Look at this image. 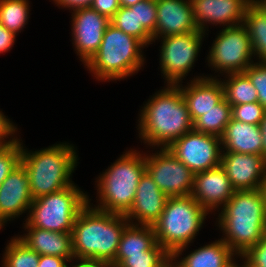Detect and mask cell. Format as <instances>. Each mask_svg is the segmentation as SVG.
<instances>
[{"label": "cell", "instance_id": "d4e9b609", "mask_svg": "<svg viewBox=\"0 0 266 267\" xmlns=\"http://www.w3.org/2000/svg\"><path fill=\"white\" fill-rule=\"evenodd\" d=\"M214 215L266 219L264 198L260 189L235 191L229 201Z\"/></svg>", "mask_w": 266, "mask_h": 267}, {"label": "cell", "instance_id": "f546056e", "mask_svg": "<svg viewBox=\"0 0 266 267\" xmlns=\"http://www.w3.org/2000/svg\"><path fill=\"white\" fill-rule=\"evenodd\" d=\"M1 267H38L40 255L30 249L16 235L7 241Z\"/></svg>", "mask_w": 266, "mask_h": 267}, {"label": "cell", "instance_id": "484cf974", "mask_svg": "<svg viewBox=\"0 0 266 267\" xmlns=\"http://www.w3.org/2000/svg\"><path fill=\"white\" fill-rule=\"evenodd\" d=\"M243 25L251 40L255 62H266V13L253 1L246 8Z\"/></svg>", "mask_w": 266, "mask_h": 267}, {"label": "cell", "instance_id": "2e32d148", "mask_svg": "<svg viewBox=\"0 0 266 267\" xmlns=\"http://www.w3.org/2000/svg\"><path fill=\"white\" fill-rule=\"evenodd\" d=\"M235 191L221 166L194 174L191 196L210 215L212 213L215 215V212L217 213L229 201Z\"/></svg>", "mask_w": 266, "mask_h": 267}, {"label": "cell", "instance_id": "ac0fdd59", "mask_svg": "<svg viewBox=\"0 0 266 267\" xmlns=\"http://www.w3.org/2000/svg\"><path fill=\"white\" fill-rule=\"evenodd\" d=\"M190 78L186 84L182 82L177 85L180 87L194 123L224 98V89L219 78L206 77L205 73Z\"/></svg>", "mask_w": 266, "mask_h": 267}, {"label": "cell", "instance_id": "7bdbcfd3", "mask_svg": "<svg viewBox=\"0 0 266 267\" xmlns=\"http://www.w3.org/2000/svg\"><path fill=\"white\" fill-rule=\"evenodd\" d=\"M68 267H111L109 264L100 263L92 260L73 259Z\"/></svg>", "mask_w": 266, "mask_h": 267}, {"label": "cell", "instance_id": "ba28073f", "mask_svg": "<svg viewBox=\"0 0 266 267\" xmlns=\"http://www.w3.org/2000/svg\"><path fill=\"white\" fill-rule=\"evenodd\" d=\"M215 37L205 58L206 65L215 72L206 77L244 72L255 62L251 40L243 24L221 28Z\"/></svg>", "mask_w": 266, "mask_h": 267}, {"label": "cell", "instance_id": "b9f144b4", "mask_svg": "<svg viewBox=\"0 0 266 267\" xmlns=\"http://www.w3.org/2000/svg\"><path fill=\"white\" fill-rule=\"evenodd\" d=\"M66 258L53 255H40L38 267H68Z\"/></svg>", "mask_w": 266, "mask_h": 267}, {"label": "cell", "instance_id": "1f68e13d", "mask_svg": "<svg viewBox=\"0 0 266 267\" xmlns=\"http://www.w3.org/2000/svg\"><path fill=\"white\" fill-rule=\"evenodd\" d=\"M171 255L158 243L142 254L129 255L118 267H163Z\"/></svg>", "mask_w": 266, "mask_h": 267}, {"label": "cell", "instance_id": "e575fe53", "mask_svg": "<svg viewBox=\"0 0 266 267\" xmlns=\"http://www.w3.org/2000/svg\"><path fill=\"white\" fill-rule=\"evenodd\" d=\"M244 73L258 92V102L266 109V62H254Z\"/></svg>", "mask_w": 266, "mask_h": 267}, {"label": "cell", "instance_id": "4fadbf2b", "mask_svg": "<svg viewBox=\"0 0 266 267\" xmlns=\"http://www.w3.org/2000/svg\"><path fill=\"white\" fill-rule=\"evenodd\" d=\"M33 200L29 176L20 163L0 184V231L8 222L28 215Z\"/></svg>", "mask_w": 266, "mask_h": 267}, {"label": "cell", "instance_id": "8d00e7d4", "mask_svg": "<svg viewBox=\"0 0 266 267\" xmlns=\"http://www.w3.org/2000/svg\"><path fill=\"white\" fill-rule=\"evenodd\" d=\"M240 257L246 267H266V235Z\"/></svg>", "mask_w": 266, "mask_h": 267}, {"label": "cell", "instance_id": "44dd1931", "mask_svg": "<svg viewBox=\"0 0 266 267\" xmlns=\"http://www.w3.org/2000/svg\"><path fill=\"white\" fill-rule=\"evenodd\" d=\"M188 247H181L171 255L175 267H227L238 257L221 238L184 254Z\"/></svg>", "mask_w": 266, "mask_h": 267}, {"label": "cell", "instance_id": "e0dca14e", "mask_svg": "<svg viewBox=\"0 0 266 267\" xmlns=\"http://www.w3.org/2000/svg\"><path fill=\"white\" fill-rule=\"evenodd\" d=\"M217 228L222 232L221 239L238 256L256 245L265 235L266 219L245 217H215Z\"/></svg>", "mask_w": 266, "mask_h": 267}, {"label": "cell", "instance_id": "9a60e30c", "mask_svg": "<svg viewBox=\"0 0 266 267\" xmlns=\"http://www.w3.org/2000/svg\"><path fill=\"white\" fill-rule=\"evenodd\" d=\"M220 166L236 191L260 189L266 176V158L262 155L222 152Z\"/></svg>", "mask_w": 266, "mask_h": 267}, {"label": "cell", "instance_id": "4dcf8cb0", "mask_svg": "<svg viewBox=\"0 0 266 267\" xmlns=\"http://www.w3.org/2000/svg\"><path fill=\"white\" fill-rule=\"evenodd\" d=\"M130 8H136L137 39L148 48L154 44L152 34L157 24L156 0H143Z\"/></svg>", "mask_w": 266, "mask_h": 267}, {"label": "cell", "instance_id": "c3c4849f", "mask_svg": "<svg viewBox=\"0 0 266 267\" xmlns=\"http://www.w3.org/2000/svg\"><path fill=\"white\" fill-rule=\"evenodd\" d=\"M253 2L266 13V0H253Z\"/></svg>", "mask_w": 266, "mask_h": 267}, {"label": "cell", "instance_id": "4316f807", "mask_svg": "<svg viewBox=\"0 0 266 267\" xmlns=\"http://www.w3.org/2000/svg\"><path fill=\"white\" fill-rule=\"evenodd\" d=\"M223 89L224 98L231 105L258 102V92L244 72L229 73L219 77Z\"/></svg>", "mask_w": 266, "mask_h": 267}, {"label": "cell", "instance_id": "d590c367", "mask_svg": "<svg viewBox=\"0 0 266 267\" xmlns=\"http://www.w3.org/2000/svg\"><path fill=\"white\" fill-rule=\"evenodd\" d=\"M110 23L124 33L137 38L136 8L120 7L110 19Z\"/></svg>", "mask_w": 266, "mask_h": 267}, {"label": "cell", "instance_id": "7dc6e473", "mask_svg": "<svg viewBox=\"0 0 266 267\" xmlns=\"http://www.w3.org/2000/svg\"><path fill=\"white\" fill-rule=\"evenodd\" d=\"M260 191H261L262 196L264 198V204H265V208H266V176L264 177V180L261 183Z\"/></svg>", "mask_w": 266, "mask_h": 267}, {"label": "cell", "instance_id": "ab89813d", "mask_svg": "<svg viewBox=\"0 0 266 267\" xmlns=\"http://www.w3.org/2000/svg\"><path fill=\"white\" fill-rule=\"evenodd\" d=\"M59 9L69 10V12L77 9L91 7L94 0H51Z\"/></svg>", "mask_w": 266, "mask_h": 267}, {"label": "cell", "instance_id": "60d3db41", "mask_svg": "<svg viewBox=\"0 0 266 267\" xmlns=\"http://www.w3.org/2000/svg\"><path fill=\"white\" fill-rule=\"evenodd\" d=\"M16 35L0 24V54L6 53L14 47Z\"/></svg>", "mask_w": 266, "mask_h": 267}, {"label": "cell", "instance_id": "30bf717a", "mask_svg": "<svg viewBox=\"0 0 266 267\" xmlns=\"http://www.w3.org/2000/svg\"><path fill=\"white\" fill-rule=\"evenodd\" d=\"M146 171L167 197H186L192 194L194 173L167 148H146ZM155 151V152H154Z\"/></svg>", "mask_w": 266, "mask_h": 267}, {"label": "cell", "instance_id": "5b68a950", "mask_svg": "<svg viewBox=\"0 0 266 267\" xmlns=\"http://www.w3.org/2000/svg\"><path fill=\"white\" fill-rule=\"evenodd\" d=\"M147 47L136 37L124 33L111 23L105 29L97 53L84 66L98 82L128 79L144 69Z\"/></svg>", "mask_w": 266, "mask_h": 267}, {"label": "cell", "instance_id": "9c48e42d", "mask_svg": "<svg viewBox=\"0 0 266 267\" xmlns=\"http://www.w3.org/2000/svg\"><path fill=\"white\" fill-rule=\"evenodd\" d=\"M204 39L206 33L200 30L156 39L160 41L158 69L164 85H177L187 78L200 57Z\"/></svg>", "mask_w": 266, "mask_h": 267}, {"label": "cell", "instance_id": "f35d334b", "mask_svg": "<svg viewBox=\"0 0 266 267\" xmlns=\"http://www.w3.org/2000/svg\"><path fill=\"white\" fill-rule=\"evenodd\" d=\"M119 0H94L91 8L106 16L109 20L120 9Z\"/></svg>", "mask_w": 266, "mask_h": 267}, {"label": "cell", "instance_id": "8fae6325", "mask_svg": "<svg viewBox=\"0 0 266 267\" xmlns=\"http://www.w3.org/2000/svg\"><path fill=\"white\" fill-rule=\"evenodd\" d=\"M167 149L194 174L221 165L222 144L218 136L192 129Z\"/></svg>", "mask_w": 266, "mask_h": 267}, {"label": "cell", "instance_id": "5bb4252c", "mask_svg": "<svg viewBox=\"0 0 266 267\" xmlns=\"http://www.w3.org/2000/svg\"><path fill=\"white\" fill-rule=\"evenodd\" d=\"M253 0H191L193 18L200 31L209 35L212 28H227L243 24L247 6ZM209 24V25H208Z\"/></svg>", "mask_w": 266, "mask_h": 267}, {"label": "cell", "instance_id": "603a6c76", "mask_svg": "<svg viewBox=\"0 0 266 267\" xmlns=\"http://www.w3.org/2000/svg\"><path fill=\"white\" fill-rule=\"evenodd\" d=\"M222 152H237L263 156L260 125L243 123L231 117L221 137Z\"/></svg>", "mask_w": 266, "mask_h": 267}, {"label": "cell", "instance_id": "cb8c5ba5", "mask_svg": "<svg viewBox=\"0 0 266 267\" xmlns=\"http://www.w3.org/2000/svg\"><path fill=\"white\" fill-rule=\"evenodd\" d=\"M157 243L152 225L129 223L122 233L111 267H118L129 255L142 254Z\"/></svg>", "mask_w": 266, "mask_h": 267}, {"label": "cell", "instance_id": "52a82bcc", "mask_svg": "<svg viewBox=\"0 0 266 267\" xmlns=\"http://www.w3.org/2000/svg\"><path fill=\"white\" fill-rule=\"evenodd\" d=\"M84 191L74 183L61 191L34 199L22 228L71 233L77 215L88 204V193Z\"/></svg>", "mask_w": 266, "mask_h": 267}, {"label": "cell", "instance_id": "ffe728a7", "mask_svg": "<svg viewBox=\"0 0 266 267\" xmlns=\"http://www.w3.org/2000/svg\"><path fill=\"white\" fill-rule=\"evenodd\" d=\"M168 197L147 171L140 178L131 209L125 214L129 223L153 225L161 216Z\"/></svg>", "mask_w": 266, "mask_h": 267}, {"label": "cell", "instance_id": "74e56055", "mask_svg": "<svg viewBox=\"0 0 266 267\" xmlns=\"http://www.w3.org/2000/svg\"><path fill=\"white\" fill-rule=\"evenodd\" d=\"M16 123L0 110V147L8 146L15 143L21 136Z\"/></svg>", "mask_w": 266, "mask_h": 267}, {"label": "cell", "instance_id": "8992f818", "mask_svg": "<svg viewBox=\"0 0 266 267\" xmlns=\"http://www.w3.org/2000/svg\"><path fill=\"white\" fill-rule=\"evenodd\" d=\"M210 213L191 195L168 197L161 216L152 225L157 243L170 255L194 243Z\"/></svg>", "mask_w": 266, "mask_h": 267}, {"label": "cell", "instance_id": "f1b7e54d", "mask_svg": "<svg viewBox=\"0 0 266 267\" xmlns=\"http://www.w3.org/2000/svg\"><path fill=\"white\" fill-rule=\"evenodd\" d=\"M231 117V105L223 98L193 123V129L221 138Z\"/></svg>", "mask_w": 266, "mask_h": 267}, {"label": "cell", "instance_id": "277c9868", "mask_svg": "<svg viewBox=\"0 0 266 267\" xmlns=\"http://www.w3.org/2000/svg\"><path fill=\"white\" fill-rule=\"evenodd\" d=\"M137 149L131 147L125 150L105 171L100 172L95 178L96 202L91 203L94 200L88 194L89 205L104 212L123 215L131 209L140 178L146 171L145 154Z\"/></svg>", "mask_w": 266, "mask_h": 267}, {"label": "cell", "instance_id": "f6af8a7d", "mask_svg": "<svg viewBox=\"0 0 266 267\" xmlns=\"http://www.w3.org/2000/svg\"><path fill=\"white\" fill-rule=\"evenodd\" d=\"M143 0H119L121 7H130Z\"/></svg>", "mask_w": 266, "mask_h": 267}, {"label": "cell", "instance_id": "836d02e7", "mask_svg": "<svg viewBox=\"0 0 266 267\" xmlns=\"http://www.w3.org/2000/svg\"><path fill=\"white\" fill-rule=\"evenodd\" d=\"M265 112V107L259 102L231 106L232 118L248 124L260 125Z\"/></svg>", "mask_w": 266, "mask_h": 267}, {"label": "cell", "instance_id": "7a4b0ae2", "mask_svg": "<svg viewBox=\"0 0 266 267\" xmlns=\"http://www.w3.org/2000/svg\"><path fill=\"white\" fill-rule=\"evenodd\" d=\"M128 224L123 214L104 212L87 204L77 215L71 232L74 259L112 266Z\"/></svg>", "mask_w": 266, "mask_h": 267}, {"label": "cell", "instance_id": "d6986e66", "mask_svg": "<svg viewBox=\"0 0 266 267\" xmlns=\"http://www.w3.org/2000/svg\"><path fill=\"white\" fill-rule=\"evenodd\" d=\"M156 7L157 24L152 34L154 43L158 38L199 30L193 18L191 0H156Z\"/></svg>", "mask_w": 266, "mask_h": 267}, {"label": "cell", "instance_id": "681fc988", "mask_svg": "<svg viewBox=\"0 0 266 267\" xmlns=\"http://www.w3.org/2000/svg\"><path fill=\"white\" fill-rule=\"evenodd\" d=\"M163 267H175V264L172 259H170Z\"/></svg>", "mask_w": 266, "mask_h": 267}, {"label": "cell", "instance_id": "bcb514c9", "mask_svg": "<svg viewBox=\"0 0 266 267\" xmlns=\"http://www.w3.org/2000/svg\"><path fill=\"white\" fill-rule=\"evenodd\" d=\"M240 259V260H239ZM238 260V261H237ZM240 262V263H238ZM227 267H246V264L244 263L243 259L241 257H237L229 266Z\"/></svg>", "mask_w": 266, "mask_h": 267}, {"label": "cell", "instance_id": "83f0119b", "mask_svg": "<svg viewBox=\"0 0 266 267\" xmlns=\"http://www.w3.org/2000/svg\"><path fill=\"white\" fill-rule=\"evenodd\" d=\"M30 0H0V24L18 36L31 15Z\"/></svg>", "mask_w": 266, "mask_h": 267}, {"label": "cell", "instance_id": "d6a6232c", "mask_svg": "<svg viewBox=\"0 0 266 267\" xmlns=\"http://www.w3.org/2000/svg\"><path fill=\"white\" fill-rule=\"evenodd\" d=\"M21 163V137L8 146L0 147V184Z\"/></svg>", "mask_w": 266, "mask_h": 267}, {"label": "cell", "instance_id": "6da1fadb", "mask_svg": "<svg viewBox=\"0 0 266 267\" xmlns=\"http://www.w3.org/2000/svg\"><path fill=\"white\" fill-rule=\"evenodd\" d=\"M150 96L139 109L137 137L148 148H168L193 129L187 104L178 85L165 84Z\"/></svg>", "mask_w": 266, "mask_h": 267}, {"label": "cell", "instance_id": "7402d4cb", "mask_svg": "<svg viewBox=\"0 0 266 267\" xmlns=\"http://www.w3.org/2000/svg\"><path fill=\"white\" fill-rule=\"evenodd\" d=\"M16 236L39 255H53L74 259L71 233L52 232L40 228H23Z\"/></svg>", "mask_w": 266, "mask_h": 267}, {"label": "cell", "instance_id": "ee69618b", "mask_svg": "<svg viewBox=\"0 0 266 267\" xmlns=\"http://www.w3.org/2000/svg\"><path fill=\"white\" fill-rule=\"evenodd\" d=\"M260 128L262 131V139H263V156L266 158V112L262 122L260 123Z\"/></svg>", "mask_w": 266, "mask_h": 267}, {"label": "cell", "instance_id": "3957f363", "mask_svg": "<svg viewBox=\"0 0 266 267\" xmlns=\"http://www.w3.org/2000/svg\"><path fill=\"white\" fill-rule=\"evenodd\" d=\"M77 152V146L67 141L29 150L21 139V163L29 176L33 199L61 191L75 183L72 176L80 163Z\"/></svg>", "mask_w": 266, "mask_h": 267}, {"label": "cell", "instance_id": "7c38bea8", "mask_svg": "<svg viewBox=\"0 0 266 267\" xmlns=\"http://www.w3.org/2000/svg\"><path fill=\"white\" fill-rule=\"evenodd\" d=\"M70 18L73 50L85 66L100 48L110 20L91 7L77 9Z\"/></svg>", "mask_w": 266, "mask_h": 267}]
</instances>
